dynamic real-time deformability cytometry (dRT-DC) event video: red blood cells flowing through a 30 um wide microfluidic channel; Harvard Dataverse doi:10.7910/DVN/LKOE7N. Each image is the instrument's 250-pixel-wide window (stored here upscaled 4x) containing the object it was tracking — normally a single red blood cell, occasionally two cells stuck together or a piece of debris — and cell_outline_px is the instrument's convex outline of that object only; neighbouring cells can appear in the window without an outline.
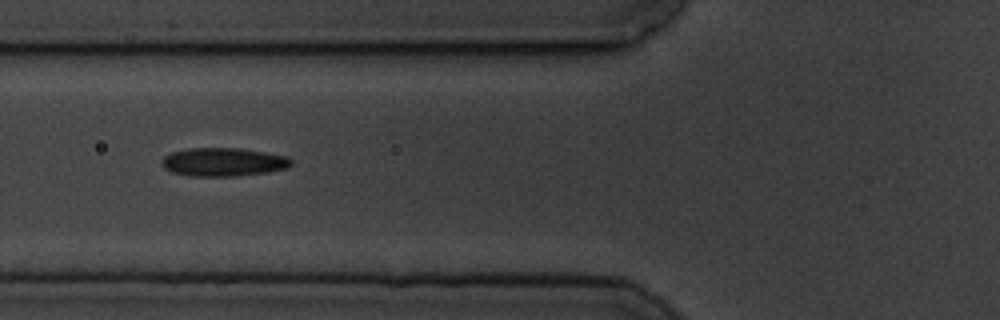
{"species": "common noctule bat (a hibernating species)", "species_latin": "Nyctalus noctula", "temperature_condition": "cold", "stored_images_in_passage": 12, "camera_frame_rate_fps": 3000, "um_per_image_px": 0.085, "animal": {"sex": "male", "body_mass_g": 19.5, "forearm_length_mm": 54.6}, "frame": {"image": 1, "passage_image": 3, "time_ms": 2.333, "image_size_px": [1000, 320], "cell_outline_px": [[292, 164], [288, 168], [268, 172], [236, 176], [188, 176], [172, 172], [164, 168], [160, 164], [160, 160], [164, 156], [172, 152], [188, 148], [240, 148], [288, 156], [292, 160]], "centroid_in_image_um": [18.97, 13.77], "position_along_channel_um": 106.8, "area_um2": 21.68}}
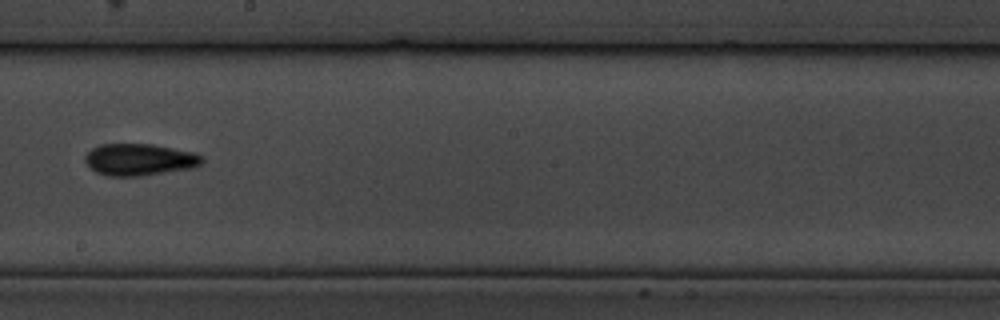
{"frame": {"image": 2, "passage_image": 6, "time_ms": 6.0, "image_size_px": [1000, 320], "cell_outline_px": [[204, 160], [200, 164], [192, 168], [140, 176], [108, 176], [96, 172], [84, 160], [84, 156], [92, 148], [100, 144], [152, 144], [196, 152], [204, 156]], "centroid_in_image_um": [11.88, 13.56], "position_along_channel_um": 236.3, "area_um2": 21.79}}
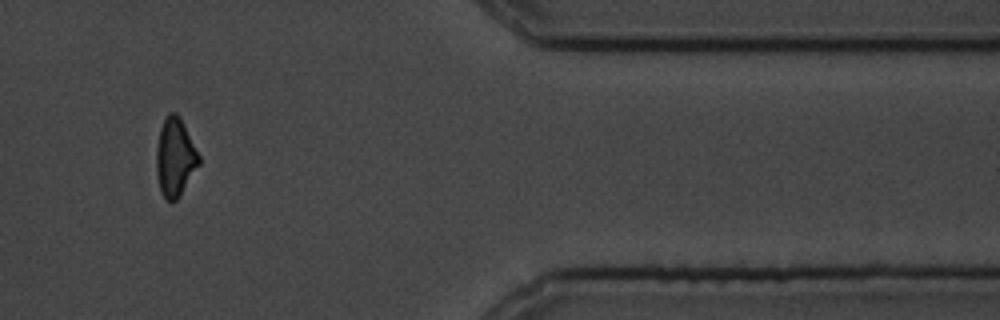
{"frame": {"image": 3, "passage_image": 10, "time_ms": 11.333, "image_size_px": [1000, 320], "cell_outline_px": [[200, 164], [176, 200], [164, 200], [160, 192], [156, 172], [156, 148], [160, 128], [168, 112], [176, 112], [180, 116], [200, 156]], "centroid_in_image_um": [14.87, 13.36], "position_along_channel_um": 396.5, "area_um2": 19.48}, "authors_computed_cell_mechanics": {"area_um2": 21.1259, "velocity_mm_per_s": 3.5403, "shape_relaxation_time_tau1_ms": 4.6871, "shape_relaxation_time_tau2_ms": 3.0607, "deformation_change_tau1": 0.1097, "deformation_change_tau2": 0.0725}}